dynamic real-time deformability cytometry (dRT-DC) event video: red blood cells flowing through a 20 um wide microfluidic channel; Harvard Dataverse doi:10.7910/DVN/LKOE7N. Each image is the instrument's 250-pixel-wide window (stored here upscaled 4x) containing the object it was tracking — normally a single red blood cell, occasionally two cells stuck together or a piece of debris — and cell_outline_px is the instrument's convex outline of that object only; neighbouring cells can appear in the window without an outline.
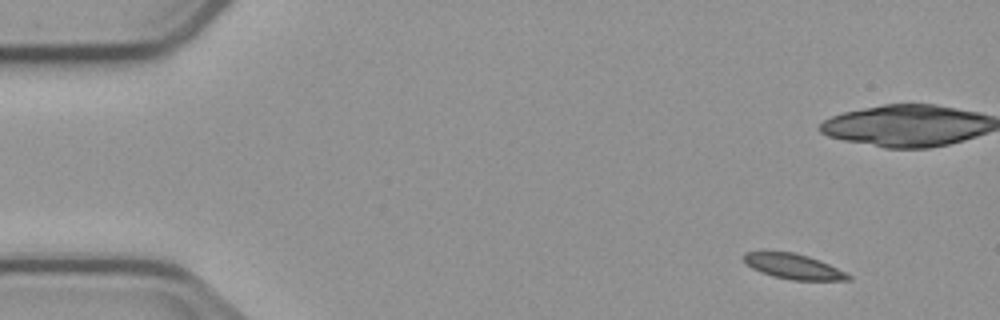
{"species": "common noctule bat (a hibernating species)", "species_latin": "Nyctalus noctula", "temperature_condition": "cold", "stored_images_in_passage": 6, "camera_frame_rate_fps": 3000, "um_per_image_px": 0.085, "animal": {"sex": "male", "body_mass_g": 23.1, "forearm_length_mm": 52.7}, "frame": {"image": 1, "passage_image": 1, "time_ms": 0.0, "image_size_px": [1000, 320], "cell_outline_px": [[852, 280], [792, 280], [772, 276], [760, 272], [752, 268], [744, 260], [744, 252], [764, 248], [792, 252], [808, 256], [820, 260], [852, 276]], "centroid_in_image_um": [67.35, 22.6], "position_along_channel_um": 17.6, "area_um2": 15.78}}